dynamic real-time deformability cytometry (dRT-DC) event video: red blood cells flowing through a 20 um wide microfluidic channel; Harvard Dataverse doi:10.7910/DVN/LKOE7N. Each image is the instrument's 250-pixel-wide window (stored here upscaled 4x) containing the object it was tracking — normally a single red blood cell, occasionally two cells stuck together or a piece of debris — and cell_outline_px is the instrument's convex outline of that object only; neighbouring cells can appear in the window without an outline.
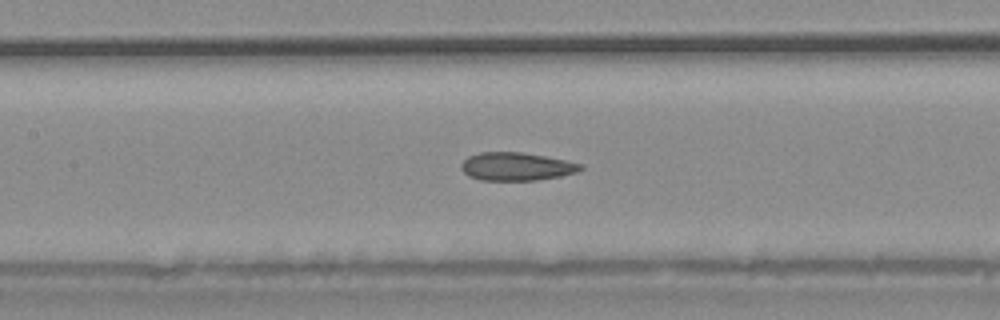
{"species": "common noctule bat (a hibernating species)", "species_latin": "Nyctalus noctula", "temperature_condition": "warm", "stored_images_in_passage": 36, "camera_frame_rate_fps": 3000, "um_per_image_px": 0.085, "animal": {"sex": "male", "body_mass_g": 20.4}, "frame": {"image": 1, "passage_image": 16, "time_ms": 5.0, "image_size_px": [1000, 320], "cell_outline_px": [[584, 168], [576, 172], [560, 176], [536, 180], [480, 180], [468, 176], [460, 168], [460, 164], [468, 156], [480, 152], [524, 152], [584, 164]], "centroid_in_image_um": [43.87, 14.15], "position_along_channel_um": 163.5, "area_um2": 19.59}}
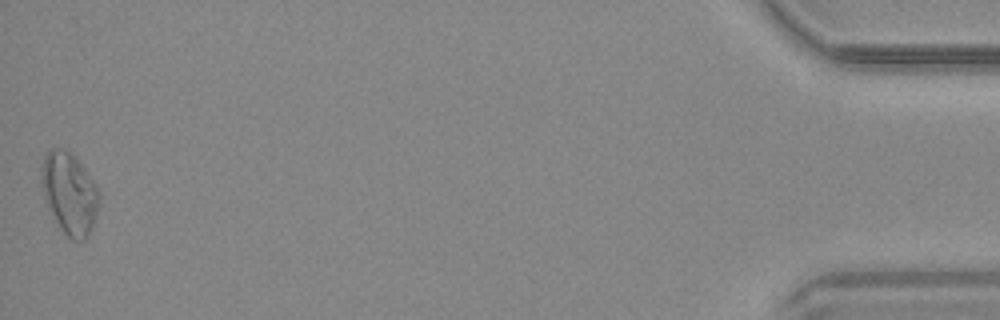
{"frame": {"image": 2, "passage_image": 36, "time_ms": 11.667, "image_size_px": [1000, 320], "cell_outline_px": [[100, 196], [96, 216], [92, 228], [88, 236], [84, 240], [72, 240], [52, 220], [44, 200], [40, 184], [40, 168], [44, 156], [48, 148], [64, 148], [80, 164], [96, 184], [100, 192]], "centroid_in_image_um": [5.85, 16.45], "position_along_channel_um": 429.3, "area_um2": 27.92}}